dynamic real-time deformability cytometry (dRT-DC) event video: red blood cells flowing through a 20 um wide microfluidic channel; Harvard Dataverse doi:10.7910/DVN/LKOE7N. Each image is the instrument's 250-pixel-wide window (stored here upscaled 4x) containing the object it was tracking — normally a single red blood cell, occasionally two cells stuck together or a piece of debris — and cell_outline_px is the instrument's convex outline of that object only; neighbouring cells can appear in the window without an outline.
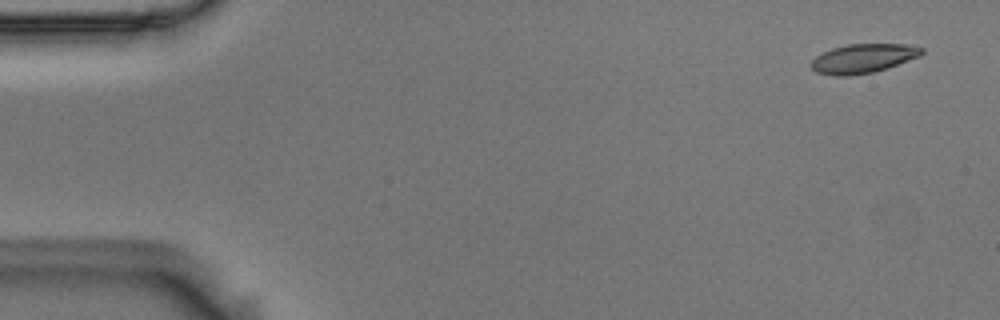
{"species": "Egyptian fruit bat (a non-hibernating species)", "species_latin": "Rousettus aegyptiacus", "temperature_condition": "room temperature", "stored_images_in_passage": 5, "camera_frame_rate_fps": 3000, "um_per_image_px": 0.085, "animal": {"sex": "male"}, "frame": {"image": 1, "passage_image": 1, "time_ms": 0.0, "image_size_px": [1000, 320], "cell_outline_px": [[924, 52], [920, 56], [888, 68], [872, 72], [848, 76], [832, 76], [816, 72], [808, 64], [816, 56], [832, 48], [848, 44], [908, 44], [924, 48]], "centroid_in_image_um": [73.36, 4.97], "position_along_channel_um": 11.6, "area_um2": 18.9}}
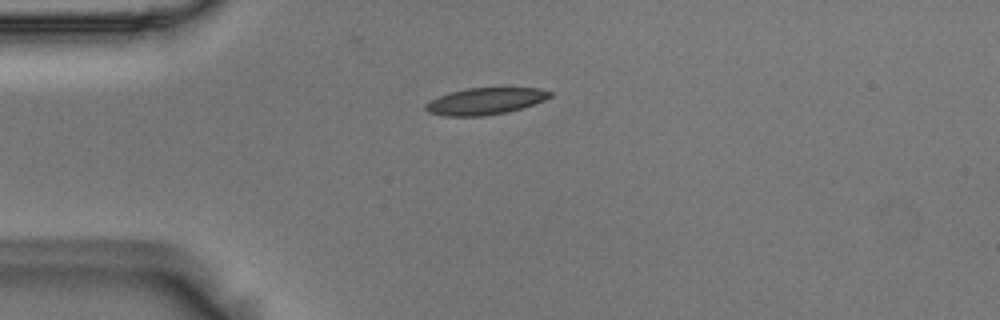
{"frame": {"image": 2, "passage_image": 4, "time_ms": 1.0, "image_size_px": [1000, 320], "cell_outline_px": [[552, 96], [544, 100], [508, 112], [484, 116], [444, 116], [428, 112], [424, 108], [424, 104], [428, 100], [452, 92], [468, 88], [540, 88], [552, 92]], "centroid_in_image_um": [41.21, 8.6], "position_along_channel_um": 43.8, "area_um2": 19.31}}